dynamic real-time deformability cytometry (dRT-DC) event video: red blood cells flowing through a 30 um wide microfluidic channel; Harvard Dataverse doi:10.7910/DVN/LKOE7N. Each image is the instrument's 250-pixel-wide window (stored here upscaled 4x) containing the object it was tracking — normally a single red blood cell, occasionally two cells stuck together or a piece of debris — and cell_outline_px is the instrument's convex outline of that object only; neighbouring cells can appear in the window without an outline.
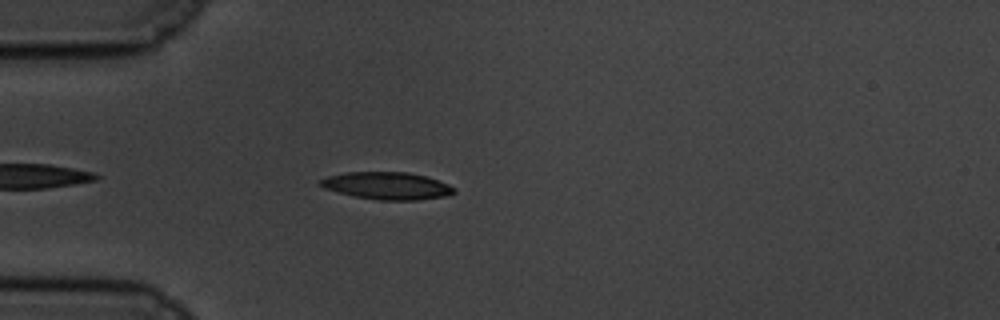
{"species": "common noctule bat (a hibernating species)", "species_latin": "Nyctalus noctula", "temperature_condition": "cold", "stored_images_in_passage": 40, "camera_frame_rate_fps": 3000, "um_per_image_px": 0.085, "animal": {"sex": "male", "body_mass_g": 19.5, "forearm_length_mm": 54.6}, "frame": {"image": 1, "passage_image": 5, "time_ms": 1.333, "image_size_px": [1000, 320], "cell_outline_px": [[456, 192], [444, 196], [416, 200], [380, 200], [356, 196], [324, 188], [316, 184], [320, 180], [328, 176], [344, 172], [408, 172], [428, 176], [448, 184], [456, 188]], "centroid_in_image_um": [32.91, 15.77], "position_along_channel_um": 52.1, "area_um2": 21.27}}
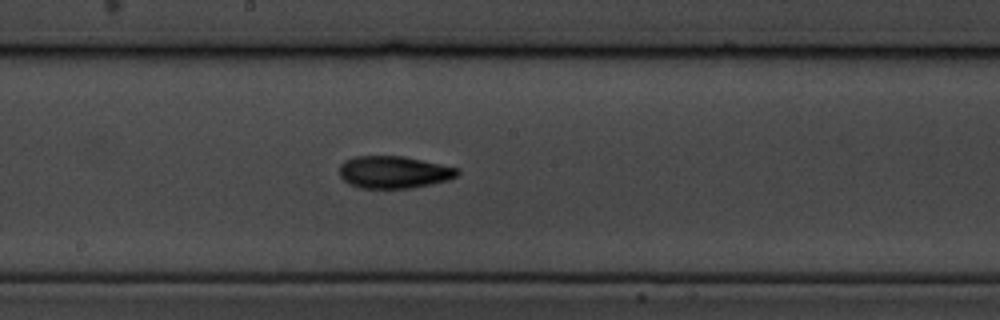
{"frame": {"image": 2, "passage_image": 20, "time_ms": 6.333, "image_size_px": [1000, 320], "cell_outline_px": [[460, 172], [456, 176], [448, 180], [408, 188], [360, 188], [348, 184], [340, 176], [340, 164], [344, 160], [356, 156], [404, 156], [460, 168]], "centroid_in_image_um": [33.46, 14.62], "position_along_channel_um": 214.7, "area_um2": 22.2}}
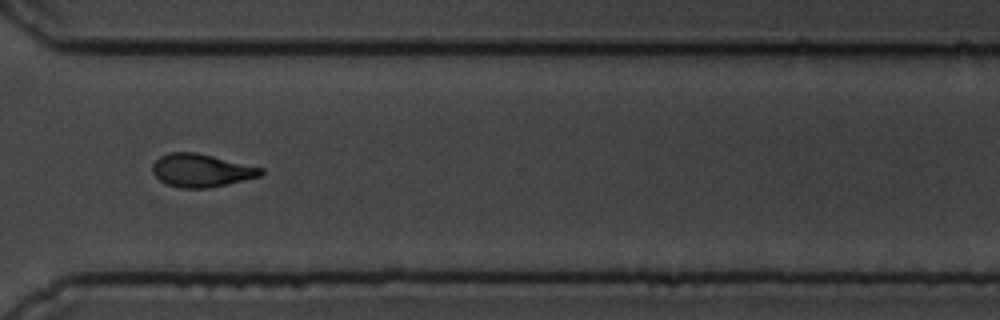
{"frame": {"image": 3, "passage_image": 32, "time_ms": 10.333, "image_size_px": [1000, 320], "cell_outline_px": [[264, 172], [260, 176], [244, 180], [208, 188], [180, 188], [168, 184], [160, 180], [152, 172], [152, 164], [160, 156], [168, 152], [196, 152], [264, 168]], "centroid_in_image_um": [17.1, 14.48], "position_along_channel_um": 353.5, "area_um2": 20.81}, "authors_computed_cell_mechanics": {"area_um2": 21.1548, "velocity_mm_per_s": 3.4746, "shape_relaxation_time_tau1_ms": 4.2531, "shape_relaxation_time_tau2_ms": 4.1878, "deformation_change_tau1": 0.177, "deformation_change_tau2": 0.1112}}